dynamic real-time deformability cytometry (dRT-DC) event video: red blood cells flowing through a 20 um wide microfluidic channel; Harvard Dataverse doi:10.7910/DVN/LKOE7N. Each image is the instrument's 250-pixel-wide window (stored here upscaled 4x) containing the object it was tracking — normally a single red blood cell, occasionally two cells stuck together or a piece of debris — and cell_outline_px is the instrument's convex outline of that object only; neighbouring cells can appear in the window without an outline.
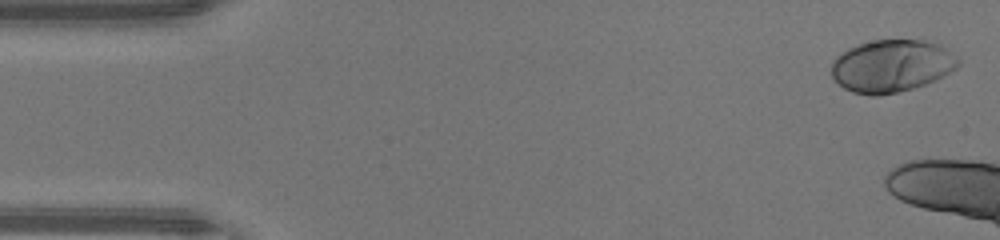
{"species": "human", "species_latin": "Homo sapiens", "temperature_condition": "warm", "stored_images_in_passage": 8, "camera_frame_rate_fps": 3000, "um_per_image_px": 0.085, "donor": {"sex": "male"}, "frame": {"image": 1, "passage_image": 1, "time_ms": 0.0, "image_size_px": [1000, 240], "cell_outline_px": [[960, 64], [956, 68], [924, 84], [900, 92], [880, 96], [872, 96], [852, 92], [844, 88], [832, 76], [832, 60], [836, 56], [848, 48], [860, 44], [876, 40], [924, 40], [940, 44], [960, 60]], "centroid_in_image_um": [75.76, 5.6], "position_along_channel_um": 9.2, "area_um2": 38.49}}